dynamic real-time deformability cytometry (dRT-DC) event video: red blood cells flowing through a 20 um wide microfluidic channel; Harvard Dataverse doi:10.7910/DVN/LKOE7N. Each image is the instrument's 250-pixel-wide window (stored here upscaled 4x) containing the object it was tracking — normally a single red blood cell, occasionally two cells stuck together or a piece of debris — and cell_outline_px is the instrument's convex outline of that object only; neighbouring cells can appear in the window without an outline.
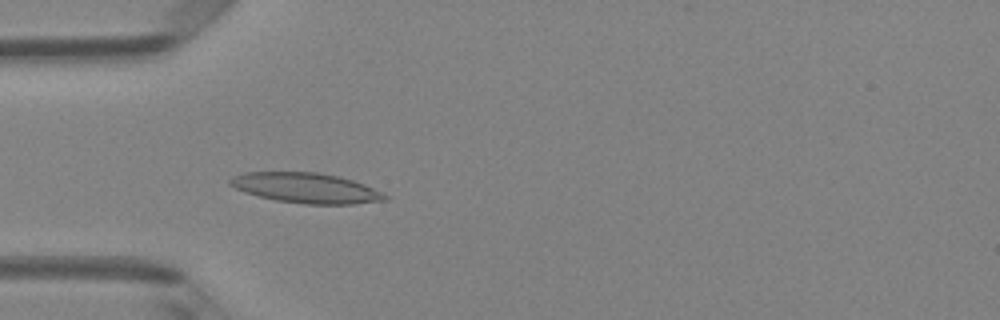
{"species": "Egyptian fruit bat (a non-hibernating species)", "species_latin": "Rousettus aegyptiacus", "temperature_condition": "room temperature", "stored_images_in_passage": 49, "camera_frame_rate_fps": 3000, "um_per_image_px": 0.085, "animal": {"sex": "female"}, "frame": {"image": 1, "passage_image": 15, "time_ms": 4.667, "image_size_px": [1000, 320], "cell_outline_px": [[388, 200], [352, 204], [304, 204], [276, 200], [244, 192], [228, 184], [228, 180], [232, 176], [244, 172], [316, 172], [336, 176], [352, 180], [364, 184], [388, 196]], "centroid_in_image_um": [25.98, 15.98], "position_along_channel_um": 59.0, "area_um2": 27.05}}
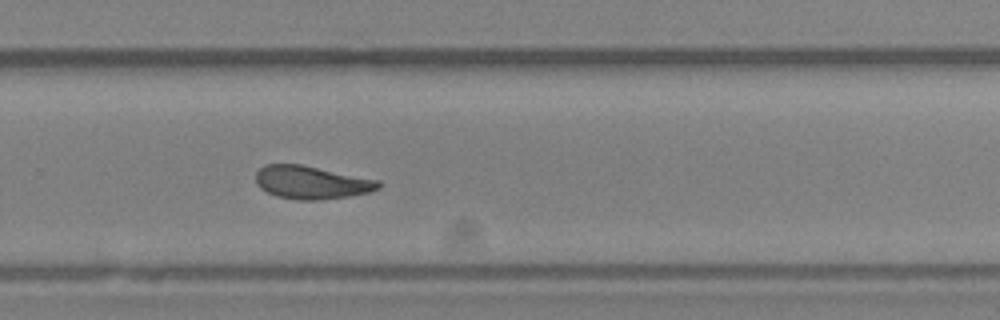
{"frame": {"image": 2, "passage_image": 33, "time_ms": 10.667, "image_size_px": [1000, 320], "cell_outline_px": [[380, 188], [368, 192], [352, 196], [320, 200], [296, 200], [276, 196], [260, 188], [256, 184], [256, 172], [264, 164], [300, 164], [380, 180]], "centroid_in_image_um": [26.47, 15.51], "position_along_channel_um": 303.3, "area_um2": 23.76}}
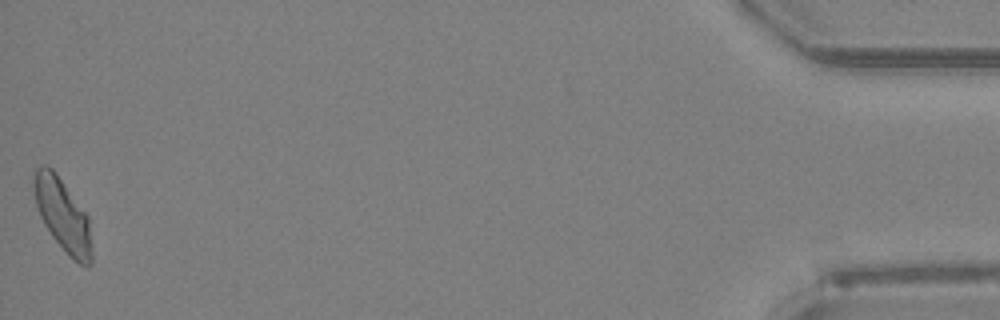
{"frame": {"image": 3, "passage_image": 49, "time_ms": 16.0, "image_size_px": [1000, 320], "cell_outline_px": [[92, 264], [88, 268], [80, 264], [52, 236], [44, 224], [40, 216], [36, 204], [32, 184], [32, 176], [36, 168], [40, 164], [44, 164], [52, 168], [56, 172], [88, 216], [92, 252]], "centroid_in_image_um": [5.31, 18.22], "position_along_channel_um": 429.9, "area_um2": 24.33}, "authors_computed_cell_mechanics": {"area_um2": 24.1604, "velocity_mm_per_s": 4.1434, "shape_relaxation_time_tau1_ms": null, "shape_relaxation_time_tau2_ms": 2.7352, "deformation_change_tau1": null, "deformation_change_tau2": 0.0919}}